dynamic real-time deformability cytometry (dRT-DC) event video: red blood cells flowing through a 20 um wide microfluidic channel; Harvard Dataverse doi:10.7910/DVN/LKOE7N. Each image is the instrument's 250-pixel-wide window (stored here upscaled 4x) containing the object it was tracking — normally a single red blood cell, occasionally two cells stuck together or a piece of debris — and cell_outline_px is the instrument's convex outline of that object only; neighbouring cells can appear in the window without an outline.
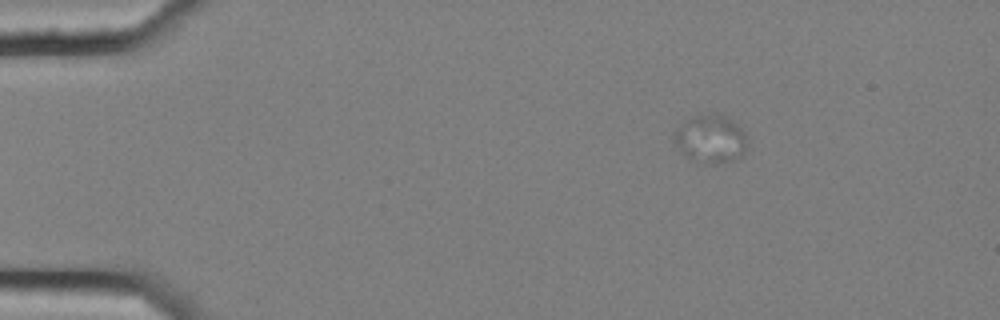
{"species": "common noctule bat (a hibernating species)", "species_latin": "Nyctalus noctula", "temperature_condition": "cold", "stored_images_in_passage": 4, "segment_of_instrument_passage": [2, 2], "camera_frame_rate_fps": 3000, "um_per_image_px": 0.085, "animal": {"sex": "female", "body_mass_g": 25.1}, "frame": {"image": 1, "passage_image": 4, "time_ms": 1.0, "image_size_px": [1000, 320], "cell_outline_px": [[748, 148], [736, 160], [708, 160], [692, 156], [684, 152], [672, 140], [672, 132], [684, 120], [696, 116], [728, 116], [744, 132]], "centroid_in_image_um": [60.41, 11.74], "position_along_channel_um": 24.6, "area_um2": 19.19}}